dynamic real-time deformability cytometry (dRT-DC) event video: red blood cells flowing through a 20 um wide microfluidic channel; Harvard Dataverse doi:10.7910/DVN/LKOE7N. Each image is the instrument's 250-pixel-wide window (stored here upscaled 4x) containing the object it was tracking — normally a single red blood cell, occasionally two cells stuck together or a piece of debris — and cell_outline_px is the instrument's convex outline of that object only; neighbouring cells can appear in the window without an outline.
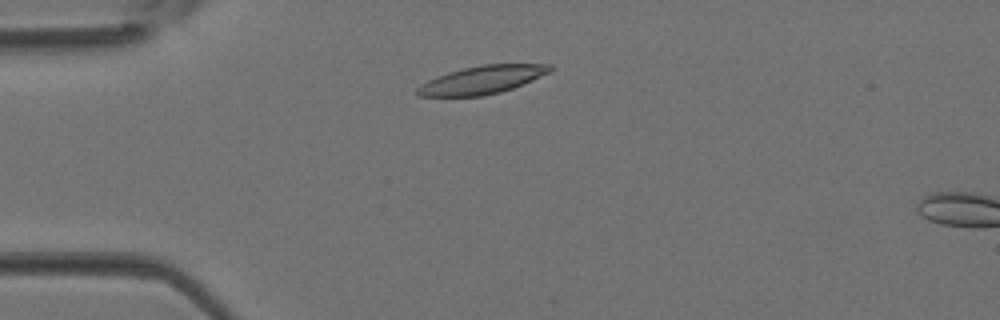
{"species": "Egyptian fruit bat (a non-hibernating species)", "species_latin": "Rousettus aegyptiacus", "temperature_condition": "room temperature", "stored_images_in_passage": 3, "camera_frame_rate_fps": 3000, "um_per_image_px": 0.085, "animal": {"sex": "female"}, "frame": {"image": 1, "passage_image": 2, "time_ms": 0.333, "image_size_px": [1000, 320], "cell_outline_px": [[552, 68], [548, 72], [532, 80], [512, 88], [500, 92], [484, 96], [420, 96], [416, 92], [416, 88], [420, 84], [436, 76], [448, 72], [464, 68], [484, 64], [552, 64]], "centroid_in_image_um": [40.94, 6.79], "position_along_channel_um": 44.1, "area_um2": 21.5}}